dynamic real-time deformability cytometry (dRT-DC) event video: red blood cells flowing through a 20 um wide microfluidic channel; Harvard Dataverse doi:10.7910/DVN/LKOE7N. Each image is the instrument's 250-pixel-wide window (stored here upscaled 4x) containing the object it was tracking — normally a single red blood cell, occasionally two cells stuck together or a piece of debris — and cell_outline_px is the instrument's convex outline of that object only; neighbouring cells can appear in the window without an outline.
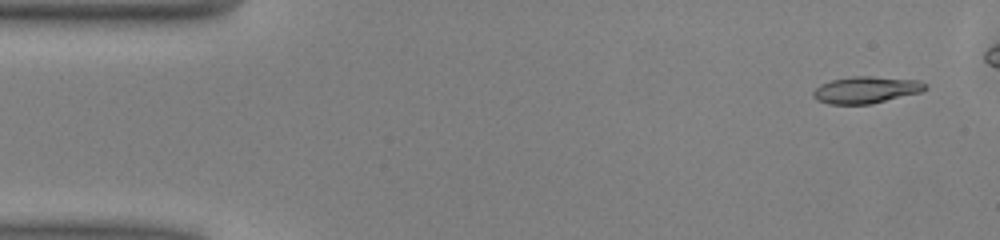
{"species": "common noctule bat (a hibernating species)", "species_latin": "Nyctalus noctula", "temperature_condition": "warm", "stored_images_in_passage": 44, "camera_frame_rate_fps": 3000, "um_per_image_px": 0.085, "animal": {"sex": "male", "body_mass_g": 13.0, "forearm_length_mm": 53.1}, "frame": {"image": 1, "passage_image": 3, "time_ms": 0.667, "image_size_px": [1000, 240], "cell_outline_px": [[928, 88], [920, 92], [872, 104], [828, 104], [816, 100], [812, 96], [812, 92], [820, 84], [832, 80], [852, 76], [872, 76], [920, 80], [928, 84]], "centroid_in_image_um": [73.62, 7.63], "position_along_channel_um": 11.4, "area_um2": 17.69}}
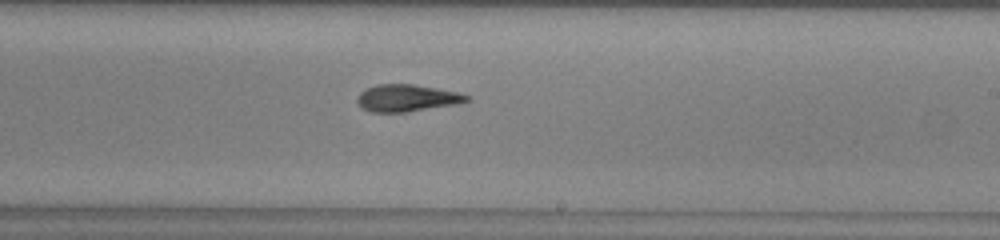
{"frame": {"image": 2, "passage_image": 29, "time_ms": 9.333, "image_size_px": [1000, 240], "cell_outline_px": [[468, 100], [456, 104], [408, 112], [372, 112], [360, 108], [356, 100], [360, 92], [376, 84], [412, 84], [436, 88], [456, 92], [468, 96]], "centroid_in_image_um": [34.52, 8.34], "position_along_channel_um": 254.5, "area_um2": 17.11}}
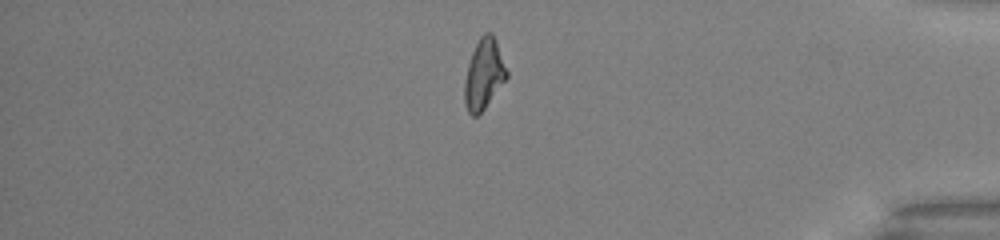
{"frame": {"image": 3, "passage_image": 42, "time_ms": 13.667, "image_size_px": [1000, 240], "cell_outline_px": [[508, 76], [484, 108], [476, 116], [472, 116], [468, 112], [464, 104], [464, 84], [468, 64], [472, 52], [480, 36], [484, 32], [492, 32], [496, 40], [508, 72]], "centroid_in_image_um": [41.12, 6.29], "position_along_channel_um": 394.1, "area_um2": 17.11}, "authors_computed_cell_mechanics": {"area_um2": 17.3111, "velocity_mm_per_s": 4.0664, "shape_relaxation_time_tau1_ms": 3.7667, "shape_relaxation_time_tau2_ms": 2.9893, "deformation_change_tau1": 0.1825, "deformation_change_tau2": 0.1378}}